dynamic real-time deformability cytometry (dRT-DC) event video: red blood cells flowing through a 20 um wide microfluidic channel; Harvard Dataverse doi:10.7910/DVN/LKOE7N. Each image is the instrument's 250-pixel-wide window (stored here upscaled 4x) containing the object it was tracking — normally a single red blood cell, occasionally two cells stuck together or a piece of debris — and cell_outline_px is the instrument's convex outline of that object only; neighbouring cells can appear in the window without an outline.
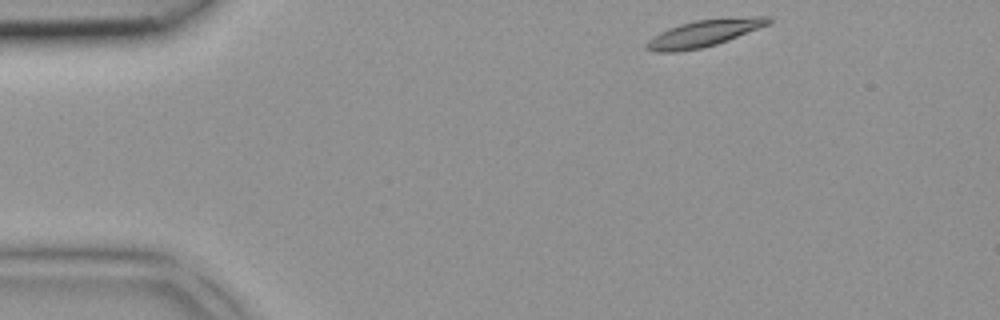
{"species": "common noctule bat (a hibernating species)", "species_latin": "Nyctalus noctula", "temperature_condition": "room temperature", "stored_images_in_passage": 38, "camera_frame_rate_fps": 3000, "um_per_image_px": 0.085, "animal": {"sex": "female", "body_mass_g": 18.4}, "frame": {"image": 1, "passage_image": 1, "time_ms": 0.0, "image_size_px": [1000, 320], "cell_outline_px": [[772, 20], [768, 24], [728, 40], [716, 44], [700, 48], [676, 52], [656, 52], [644, 48], [644, 44], [648, 40], [660, 32], [668, 28], [680, 24], [696, 20], [756, 16], [772, 16]], "centroid_in_image_um": [59.8, 2.83], "position_along_channel_um": 25.2, "area_um2": 18.84}}
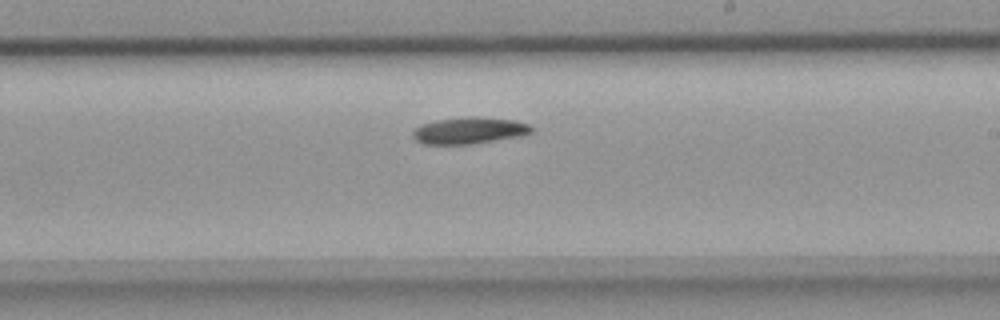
{"frame": {"image": 2, "passage_image": 20, "time_ms": 6.333, "image_size_px": [1000, 320], "cell_outline_px": [[532, 132], [520, 136], [472, 144], [424, 144], [416, 140], [412, 136], [412, 132], [420, 124], [436, 120], [468, 116], [480, 116], [516, 120], [528, 124], [532, 128]], "centroid_in_image_um": [39.88, 11.08], "position_along_channel_um": 249.1, "area_um2": 18.55}}
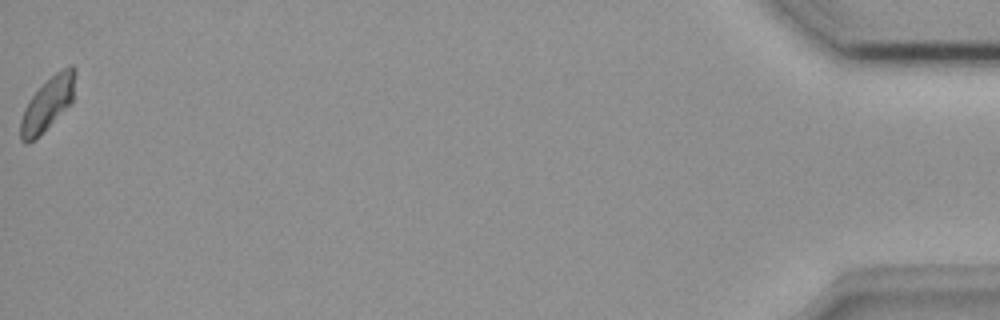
{"frame": {"image": 3, "passage_image": 38, "time_ms": 12.333, "image_size_px": [1000, 320], "cell_outline_px": [[76, 72], [72, 104], [40, 136], [28, 144], [24, 144], [20, 140], [20, 120], [24, 108], [32, 96], [60, 68], [68, 64], [72, 64], [76, 68]], "centroid_in_image_um": [4.07, 8.85], "position_along_channel_um": 431.1, "area_um2": 17.34}}